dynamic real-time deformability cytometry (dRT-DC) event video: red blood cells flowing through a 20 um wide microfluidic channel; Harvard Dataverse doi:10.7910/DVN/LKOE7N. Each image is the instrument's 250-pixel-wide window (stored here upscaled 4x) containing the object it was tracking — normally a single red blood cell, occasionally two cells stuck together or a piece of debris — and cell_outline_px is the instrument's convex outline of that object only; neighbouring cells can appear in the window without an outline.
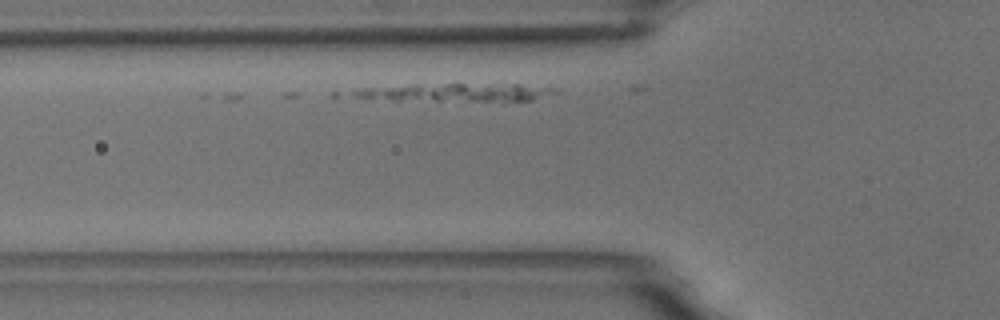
{"species": "common noctule bat (a hibernating species)", "species_latin": "Nyctalus noctula", "temperature_condition": "room temperature", "stored_images_in_passage": 7, "camera_frame_rate_fps": 3000, "um_per_image_px": 0.085, "animal": {"sex": "male", "body_mass_g": 18.8}, "frame": {"image": 1, "passage_image": 2, "time_ms": 0.333, "image_size_px": [1000, 320], "cell_outline_px": [[560, 92], [532, 100], [508, 104], [504, 104], [392, 100], [352, 96], [352, 92], [360, 88], [448, 84], [520, 84], [556, 88]], "centroid_in_image_um": [39.05, 7.92], "position_along_channel_um": 86.8, "area_um2": 22.43}}